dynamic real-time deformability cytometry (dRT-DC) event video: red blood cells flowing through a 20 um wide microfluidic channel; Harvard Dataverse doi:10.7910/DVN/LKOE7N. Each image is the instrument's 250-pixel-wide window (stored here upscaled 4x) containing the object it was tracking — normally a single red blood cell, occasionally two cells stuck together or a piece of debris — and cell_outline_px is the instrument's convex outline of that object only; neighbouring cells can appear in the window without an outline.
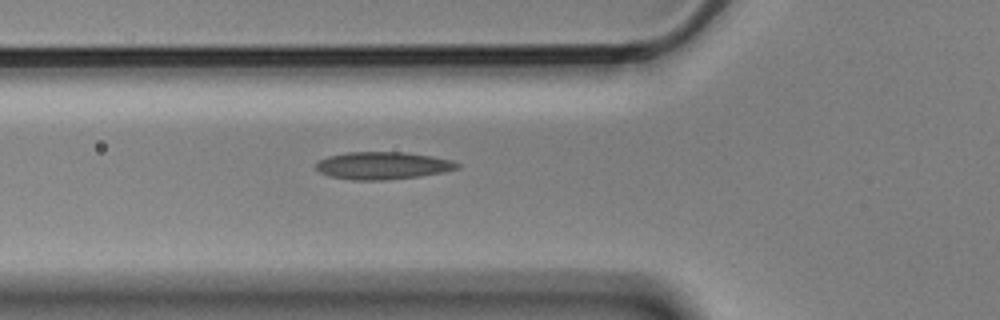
{"species": "Egyptian fruit bat (a non-hibernating species)", "species_latin": "Rousettus aegyptiacus", "temperature_condition": "cold", "stored_images_in_passage": 5, "camera_frame_rate_fps": 3000, "um_per_image_px": 0.085, "animal": {"sex": "male"}, "frame": {"image": 1, "passage_image": 5, "time_ms": 1.333, "image_size_px": [1000, 320], "cell_outline_px": [[460, 168], [444, 172], [420, 176], [388, 180], [352, 180], [328, 176], [320, 172], [316, 168], [316, 164], [320, 160], [328, 156], [348, 152], [404, 152], [432, 156], [452, 160], [460, 164]], "centroid_in_image_um": [32.55, 14.08], "position_along_channel_um": 93.2, "area_um2": 22.72}}